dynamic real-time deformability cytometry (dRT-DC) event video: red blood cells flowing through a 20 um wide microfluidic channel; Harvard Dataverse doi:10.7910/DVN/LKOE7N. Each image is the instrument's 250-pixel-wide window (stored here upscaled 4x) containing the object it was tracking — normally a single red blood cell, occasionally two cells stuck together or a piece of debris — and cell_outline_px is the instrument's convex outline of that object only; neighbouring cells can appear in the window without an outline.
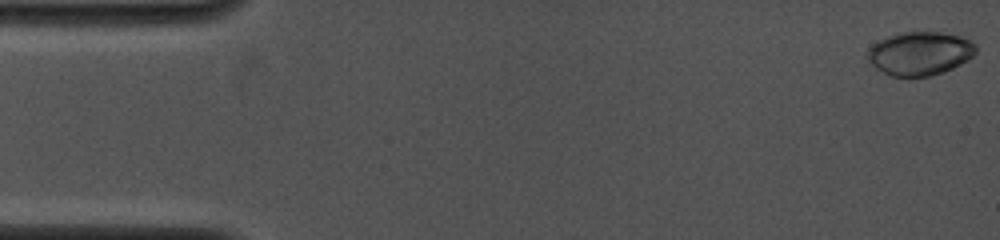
{"species": "common noctule bat (a hibernating species)", "species_latin": "Nyctalus noctula", "temperature_condition": "cold", "stored_images_in_passage": 39, "camera_frame_rate_fps": 4000, "um_per_image_px": 0.085, "animal": {"sex": "female", "body_mass_g": 19.0, "forearm_length_mm": 53.3}, "frame": {"image": 1, "passage_image": 1, "time_ms": 0.0, "image_size_px": [1000, 240], "cell_outline_px": [[976, 52], [968, 60], [944, 72], [928, 76], [892, 76], [876, 68], [864, 56], [868, 48], [876, 40], [900, 32], [940, 32], [960, 36], [976, 44]], "centroid_in_image_um": [78.15, 4.53], "position_along_channel_um": 6.9, "area_um2": 27.63}}
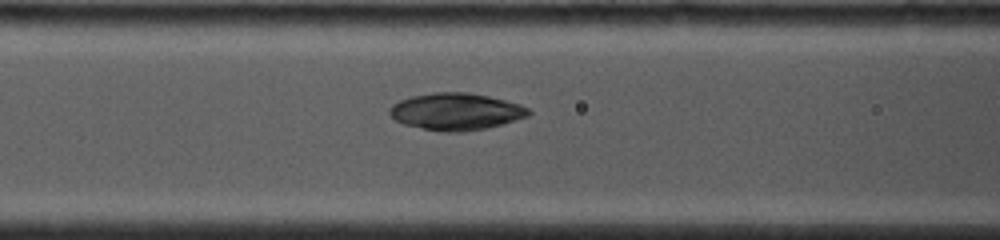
{"frame": {"image": 2, "passage_image": 32, "time_ms": 6.25, "image_size_px": [1000, 240], "cell_outline_px": [[532, 112], [528, 116], [500, 124], [484, 128], [460, 132], [444, 132], [404, 124], [396, 120], [388, 112], [388, 108], [392, 104], [400, 100], [412, 96], [432, 92], [468, 92], [488, 96], [520, 104], [528, 108]], "centroid_in_image_um": [38.74, 9.47], "position_along_channel_um": 127.9, "area_um2": 29.71}}
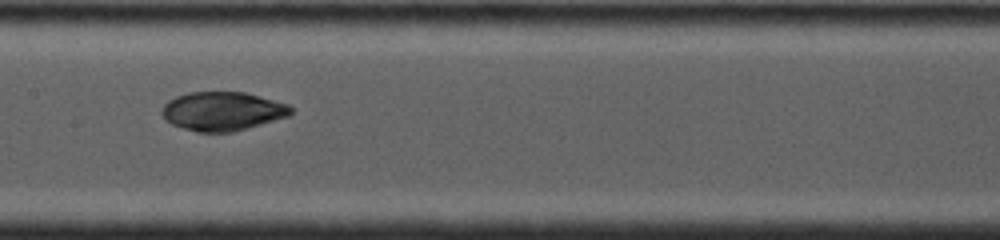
{"frame": {"image": 3, "passage_image": 38, "time_ms": 7.75, "image_size_px": [1000, 240], "cell_outline_px": [[292, 112], [288, 116], [232, 132], [196, 132], [172, 124], [160, 112], [164, 104], [168, 100], [176, 96], [188, 92], [244, 92], [288, 104], [292, 108]], "centroid_in_image_um": [18.89, 9.44], "position_along_channel_um": 188.5, "area_um2": 28.9}}